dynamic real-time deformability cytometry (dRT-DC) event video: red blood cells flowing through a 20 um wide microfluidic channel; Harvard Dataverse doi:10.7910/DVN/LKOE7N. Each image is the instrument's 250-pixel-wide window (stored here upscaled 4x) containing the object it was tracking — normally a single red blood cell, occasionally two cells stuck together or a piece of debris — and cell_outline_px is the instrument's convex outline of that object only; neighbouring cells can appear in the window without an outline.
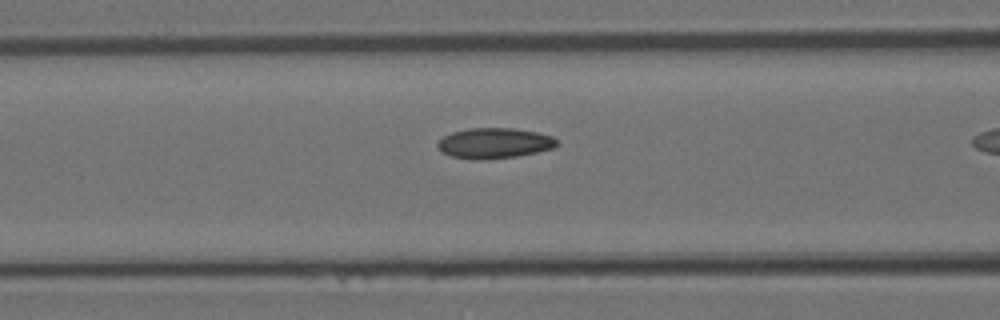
{"species": "Egyptian fruit bat (a non-hibernating species)", "species_latin": "Rousettus aegyptiacus", "temperature_condition": "room temperature", "stored_images_in_passage": 10, "camera_frame_rate_fps": 3000, "um_per_image_px": 0.085, "animal": {"sex": "female"}, "frame": {"image": 1, "passage_image": 9, "time_ms": 2.667, "image_size_px": [1000, 320], "cell_outline_px": [[560, 144], [556, 148], [516, 156], [484, 160], [472, 160], [452, 156], [440, 152], [436, 144], [444, 136], [452, 132], [468, 128], [516, 128], [536, 132], [552, 136]], "centroid_in_image_um": [42.02, 12.17], "position_along_channel_um": 124.6, "area_um2": 21.39}}